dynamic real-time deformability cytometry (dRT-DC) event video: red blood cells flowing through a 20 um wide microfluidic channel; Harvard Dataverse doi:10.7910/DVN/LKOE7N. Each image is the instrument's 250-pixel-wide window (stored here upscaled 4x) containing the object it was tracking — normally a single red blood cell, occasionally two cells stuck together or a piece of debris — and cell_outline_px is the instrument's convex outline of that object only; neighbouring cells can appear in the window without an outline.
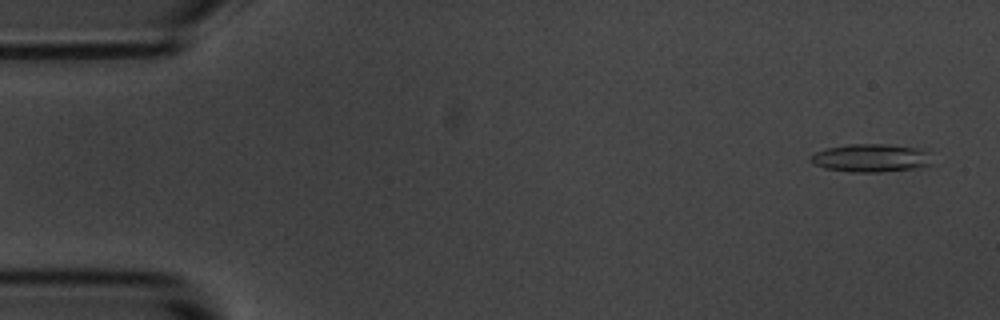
{"species": "common noctule bat (a hibernating species)", "species_latin": "Nyctalus noctula", "temperature_condition": "room temperature", "stored_images_in_passage": 55, "camera_frame_rate_fps": 3000, "um_per_image_px": 0.085, "animal": {"sex": "male", "body_mass_g": 20.1, "forearm_length_mm": 53.5}, "frame": {"image": 1, "passage_image": 3, "time_ms": 0.667, "image_size_px": [1000, 320], "cell_outline_px": [[928, 164], [916, 168], [880, 172], [848, 172], [824, 168], [812, 164], [808, 160], [816, 152], [828, 148], [848, 144], [888, 144], [916, 148], [928, 152]], "centroid_in_image_um": [73.94, 13.43], "position_along_channel_um": 11.1, "area_um2": 19.65}}
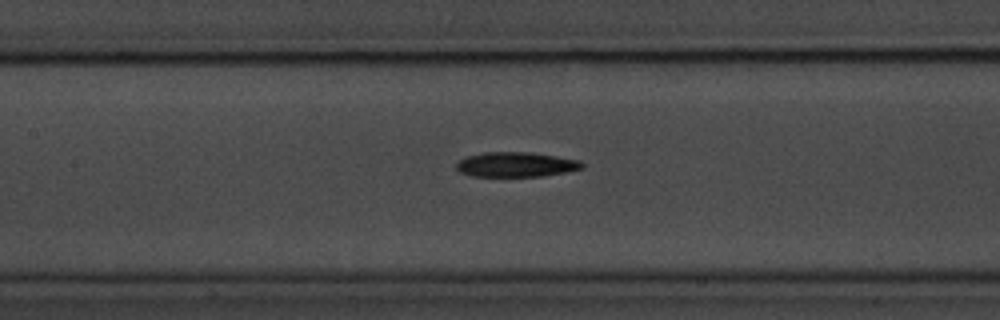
{"frame": {"image": 2, "passage_image": 25, "time_ms": 8.0, "image_size_px": [1000, 320], "cell_outline_px": [[584, 168], [544, 176], [472, 176], [460, 172], [456, 168], [456, 164], [460, 160], [468, 156], [484, 152], [528, 152], [556, 156], [580, 160], [584, 164]], "centroid_in_image_um": [43.87, 13.98], "position_along_channel_um": 163.5, "area_um2": 18.09}}
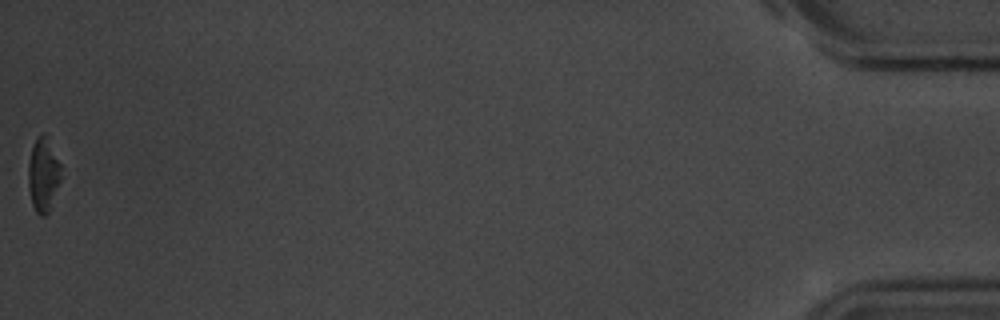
{"frame": {"image": 3, "passage_image": 55, "time_ms": 18.0, "image_size_px": [1000, 320], "cell_outline_px": [[60, 180], [48, 212], [44, 216], [40, 216], [36, 212], [32, 204], [28, 188], [28, 164], [32, 148], [36, 140], [44, 132], [60, 164]], "centroid_in_image_um": [3.65, 14.89], "position_along_channel_um": 431.5, "area_um2": 13.64}, "authors_computed_cell_mechanics": {"area_um2": 18.5538, "velocity_mm_per_s": 3.6695, "shape_relaxation_time_tau1_ms": 2.8889, "shape_relaxation_time_tau2_ms": null, "deformation_change_tau1": 0.1439, "deformation_change_tau2": null}}